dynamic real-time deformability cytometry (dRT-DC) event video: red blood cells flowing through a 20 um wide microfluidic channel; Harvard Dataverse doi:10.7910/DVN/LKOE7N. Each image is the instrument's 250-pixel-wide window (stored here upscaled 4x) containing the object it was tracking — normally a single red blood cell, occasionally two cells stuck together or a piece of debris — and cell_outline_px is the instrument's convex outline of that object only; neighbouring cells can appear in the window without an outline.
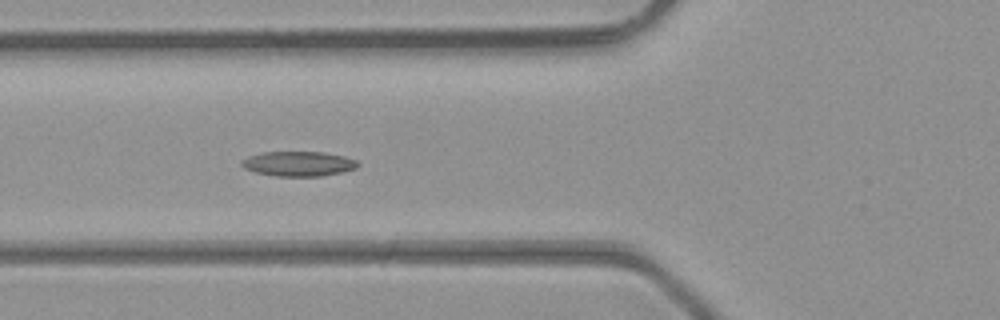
{"species": "common noctule bat (a hibernating species)", "species_latin": "Nyctalus noctula", "temperature_condition": "room temperature", "stored_images_in_passage": 35, "camera_frame_rate_fps": 3000, "um_per_image_px": 0.085, "animal": {"sex": "male", "body_mass_g": 23.1, "forearm_length_mm": 52.7}, "frame": {"image": 1, "passage_image": 6, "time_ms": 1.667, "image_size_px": [1000, 320], "cell_outline_px": [[360, 164], [356, 168], [340, 172], [320, 176], [276, 176], [256, 172], [244, 168], [240, 164], [240, 160], [248, 156], [264, 152], [324, 152], [344, 156], [356, 160]], "centroid_in_image_um": [25.35, 13.91], "position_along_channel_um": 100.5, "area_um2": 16.76}}
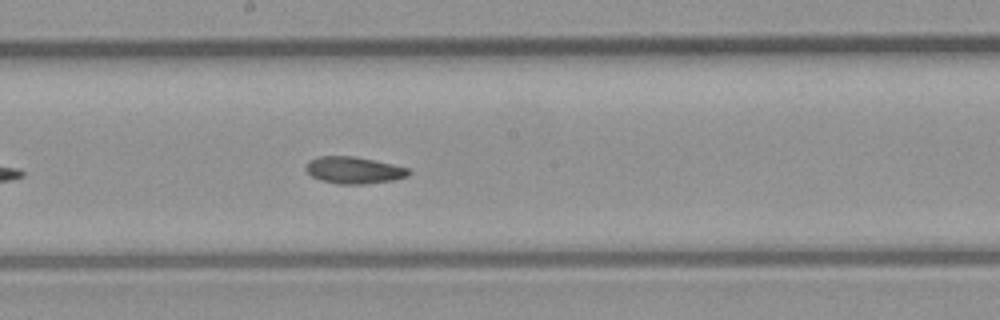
{"frame": {"image": 2, "passage_image": 14, "time_ms": 4.333, "image_size_px": [1000, 320], "cell_outline_px": [[412, 172], [408, 176], [392, 180], [364, 184], [336, 184], [320, 180], [312, 176], [304, 168], [312, 160], [320, 156], [352, 156], [392, 164], [408, 168]], "centroid_in_image_um": [30.09, 14.48], "position_along_channel_um": 218.1, "area_um2": 15.9}}
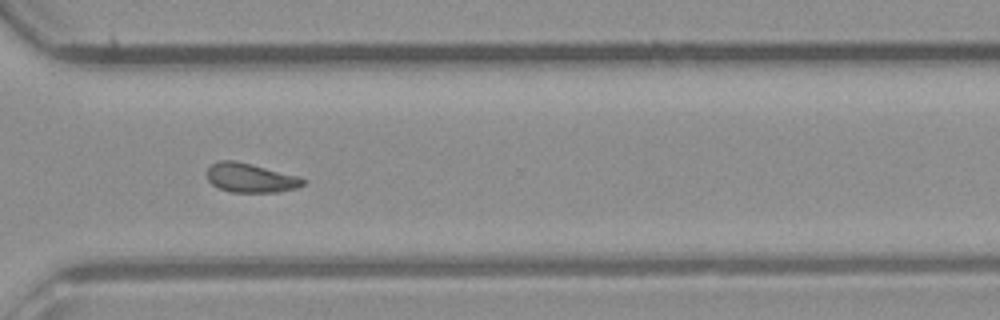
{"frame": {"image": 3, "passage_image": 23, "time_ms": 7.333, "image_size_px": [1000, 320], "cell_outline_px": [[308, 180], [304, 184], [296, 188], [276, 192], [232, 192], [220, 188], [212, 184], [208, 180], [208, 168], [212, 164], [220, 160], [232, 160], [300, 176]], "centroid_in_image_um": [21.33, 15.12], "position_along_channel_um": 349.3, "area_um2": 16.13}, "authors_computed_cell_mechanics": {"area_um2": 16.3574, "velocity_mm_per_s": 4.3861, "shape_relaxation_time_tau1_ms": 10.6623, "shape_relaxation_time_tau2_ms": 7.9188, "deformation_change_tau1": 0.2133, "deformation_change_tau2": 0.1621}}